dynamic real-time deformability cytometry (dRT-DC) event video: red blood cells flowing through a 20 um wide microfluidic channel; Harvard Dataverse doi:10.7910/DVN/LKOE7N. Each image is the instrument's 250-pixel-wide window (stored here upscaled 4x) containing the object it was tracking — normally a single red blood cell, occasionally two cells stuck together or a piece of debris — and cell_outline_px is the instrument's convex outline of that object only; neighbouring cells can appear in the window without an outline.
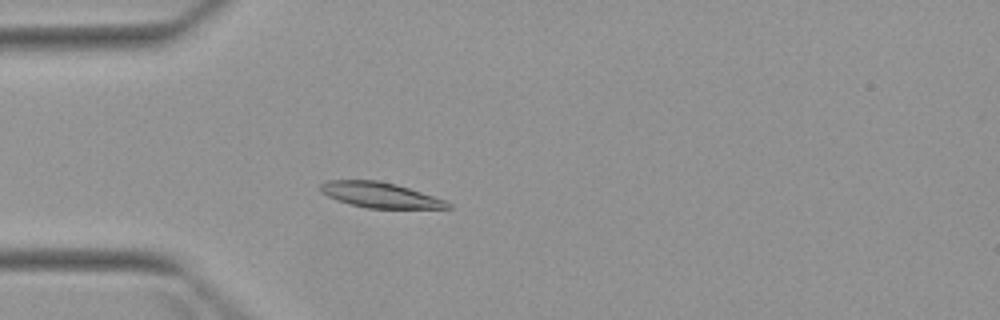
{"species": "Egyptian fruit bat (a non-hibernating species)", "species_latin": "Rousettus aegyptiacus", "temperature_condition": "warm", "stored_images_in_passage": 4, "camera_frame_rate_fps": 3000, "um_per_image_px": 0.085, "animal": {"sex": "female"}, "frame": {"image": 1, "passage_image": 4, "time_ms": 3.667, "image_size_px": [1000, 320], "cell_outline_px": [[452, 208], [364, 208], [348, 204], [336, 200], [320, 192], [320, 184], [328, 180], [376, 180], [396, 184], [444, 200], [452, 204]], "centroid_in_image_um": [32.25, 16.58], "position_along_channel_um": 52.8, "area_um2": 18.73}}